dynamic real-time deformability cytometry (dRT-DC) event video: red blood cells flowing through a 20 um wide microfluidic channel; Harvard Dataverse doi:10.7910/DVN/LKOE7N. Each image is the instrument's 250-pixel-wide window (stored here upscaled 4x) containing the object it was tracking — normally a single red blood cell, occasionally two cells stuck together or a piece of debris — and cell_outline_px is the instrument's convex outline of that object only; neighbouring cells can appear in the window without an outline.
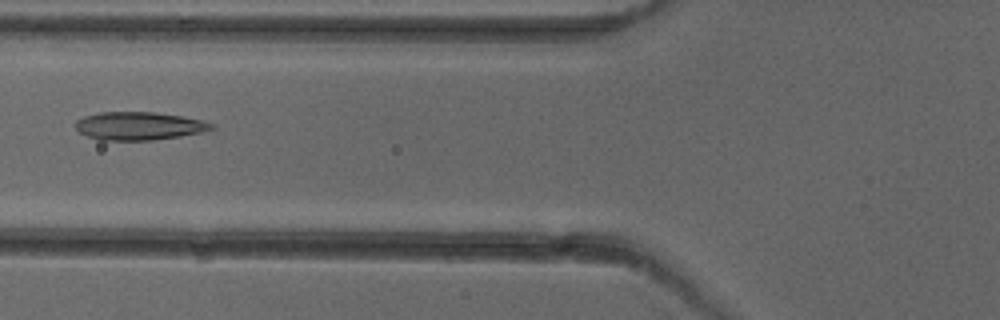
{"species": "common noctule bat (a hibernating species)", "species_latin": "Nyctalus noctula", "temperature_condition": "cold", "stored_images_in_passage": 6, "camera_frame_rate_fps": 3000, "um_per_image_px": 0.085, "animal": {"sex": "female"}, "frame": {"image": 1, "passage_image": 6, "time_ms": 5.667, "image_size_px": [1000, 320], "cell_outline_px": [[216, 128], [200, 132], [180, 136], [152, 140], [100, 140], [88, 136], [80, 132], [76, 128], [76, 120], [84, 116], [100, 112], [156, 112], [184, 116], [216, 124]], "centroid_in_image_um": [11.83, 10.7], "position_along_channel_um": 114.0, "area_um2": 22.25}}